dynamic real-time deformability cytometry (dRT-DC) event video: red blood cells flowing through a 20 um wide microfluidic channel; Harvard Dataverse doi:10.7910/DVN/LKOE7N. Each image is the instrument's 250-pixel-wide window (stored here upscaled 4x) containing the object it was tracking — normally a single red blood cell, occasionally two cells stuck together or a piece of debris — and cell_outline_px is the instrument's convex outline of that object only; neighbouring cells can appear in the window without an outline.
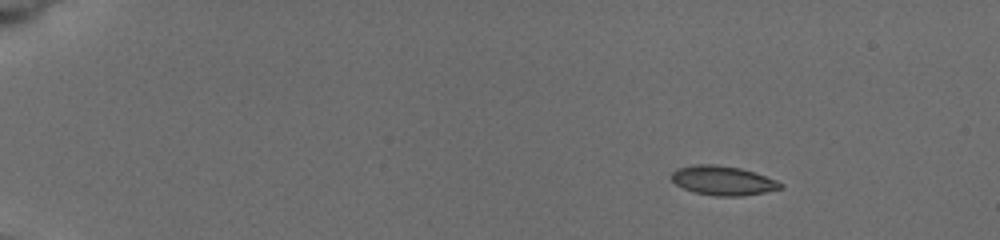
{"species": "common noctule bat (a hibernating species)", "species_latin": "Nyctalus noctula", "temperature_condition": "cold", "stored_images_in_passage": 9, "camera_frame_rate_fps": 3000, "um_per_image_px": 0.085, "animal": {"sex": "female", "body_mass_g": 19.5, "forearm_length_mm": 54.1}, "frame": {"image": 1, "passage_image": 3, "time_ms": 2.0, "image_size_px": [1000, 240], "cell_outline_px": [[784, 188], [764, 192], [740, 196], [716, 196], [696, 192], [684, 188], [676, 184], [672, 180], [672, 172], [676, 168], [696, 164], [712, 164], [740, 168], [776, 180], [784, 184]], "centroid_in_image_um": [61.45, 15.34], "position_along_channel_um": 23.6, "area_um2": 18.38}}
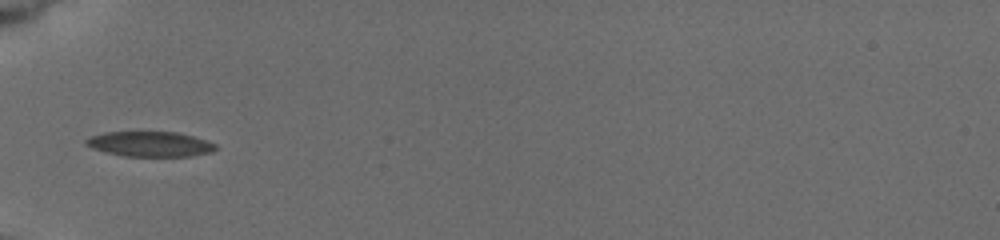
{"frame": {"image": 2, "passage_image": 7, "time_ms": 6.333, "image_size_px": [1000, 240], "cell_outline_px": [[216, 148], [212, 152], [192, 156], [124, 156], [92, 148], [84, 144], [84, 140], [92, 136], [104, 132], [176, 132], [192, 136], [216, 144]], "centroid_in_image_um": [12.74, 12.24], "position_along_channel_um": 72.3, "area_um2": 18.79}}
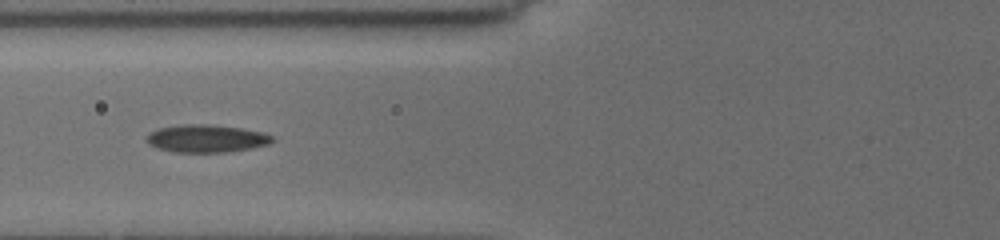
{"frame": {"image": 3, "passage_image": 8, "time_ms": 7.333, "image_size_px": [1000, 240], "cell_outline_px": [[276, 140], [268, 144], [252, 148], [228, 152], [172, 152], [156, 148], [148, 144], [148, 136], [152, 132], [160, 128], [184, 124], [208, 124], [240, 128], [260, 132], [272, 136]], "centroid_in_image_um": [17.56, 11.78], "position_along_channel_um": 108.2, "area_um2": 20.11}}